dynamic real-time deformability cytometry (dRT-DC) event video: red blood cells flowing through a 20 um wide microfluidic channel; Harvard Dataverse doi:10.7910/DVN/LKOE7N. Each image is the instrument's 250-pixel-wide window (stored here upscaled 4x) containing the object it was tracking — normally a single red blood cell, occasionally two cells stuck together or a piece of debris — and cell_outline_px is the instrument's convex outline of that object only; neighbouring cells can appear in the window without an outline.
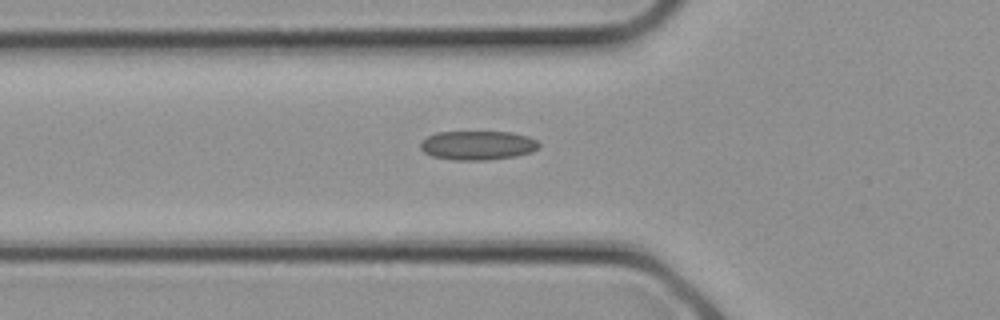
{"species": "common noctule bat (a hibernating species)", "species_latin": "Nyctalus noctula", "temperature_condition": "cold", "stored_images_in_passage": 19, "camera_frame_rate_fps": 3000, "um_per_image_px": 0.085, "animal": {"sex": "female", "body_mass_g": 21.9}, "frame": {"image": 1, "passage_image": 10, "time_ms": 3.0, "image_size_px": [1000, 320], "cell_outline_px": [[540, 148], [532, 152], [516, 156], [488, 160], [452, 160], [432, 156], [424, 152], [420, 148], [420, 144], [428, 136], [436, 132], [512, 132], [528, 136], [536, 140], [540, 144]], "centroid_in_image_um": [40.63, 12.36], "position_along_channel_um": 85.2, "area_um2": 20.23}}
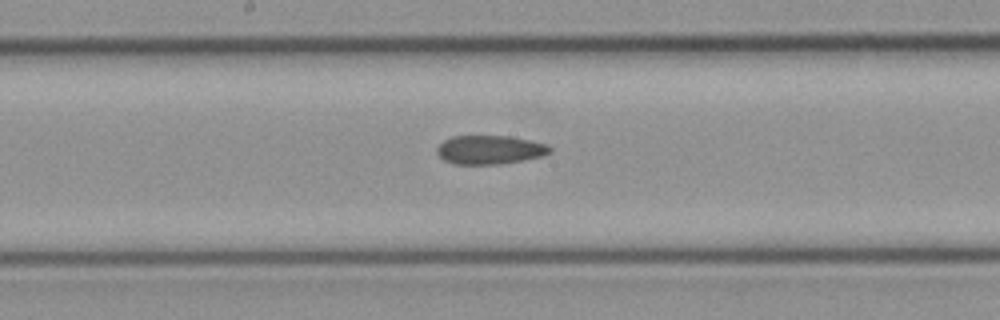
{"frame": {"image": 2, "passage_image": 15, "time_ms": 4.667, "image_size_px": [1000, 320], "cell_outline_px": [[552, 152], [544, 156], [524, 160], [500, 164], [452, 164], [444, 160], [436, 152], [436, 148], [444, 140], [452, 136], [508, 136], [548, 144], [552, 148]], "centroid_in_image_um": [41.65, 12.74], "position_along_channel_um": 206.6, "area_um2": 19.07}}
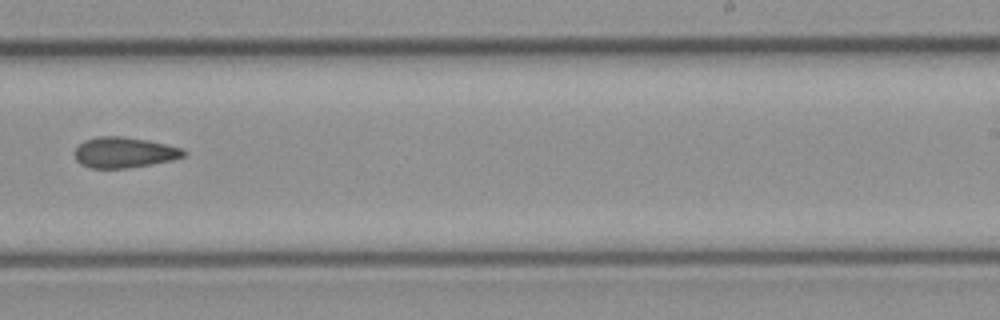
{"frame": {"image": 3, "passage_image": 18, "time_ms": 5.667, "image_size_px": [1000, 320], "cell_outline_px": [[188, 152], [184, 156], [172, 160], [124, 168], [92, 168], [80, 164], [76, 160], [76, 148], [84, 140], [100, 136], [120, 136], [148, 140], [168, 144], [184, 148]], "centroid_in_image_um": [10.59, 12.95], "position_along_channel_um": 278.4, "area_um2": 19.36}}